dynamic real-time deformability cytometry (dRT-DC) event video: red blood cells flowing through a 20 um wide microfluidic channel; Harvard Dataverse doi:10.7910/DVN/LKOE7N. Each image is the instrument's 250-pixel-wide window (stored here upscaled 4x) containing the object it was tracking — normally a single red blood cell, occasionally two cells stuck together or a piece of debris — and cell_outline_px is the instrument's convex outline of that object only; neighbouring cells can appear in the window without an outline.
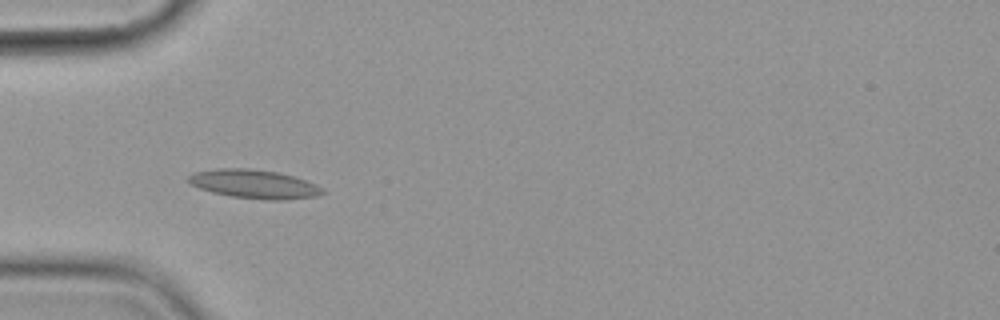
{"species": "common noctule bat (a hibernating species)", "species_latin": "Nyctalus noctula", "temperature_condition": "cold", "stored_images_in_passage": 5, "camera_frame_rate_fps": 3000, "um_per_image_px": 0.085, "animal": {"sex": "female", "body_mass_g": 19.9}, "frame": {"image": 1, "passage_image": 4, "time_ms": 3.667, "image_size_px": [1000, 320], "cell_outline_px": [[324, 192], [316, 196], [284, 200], [264, 200], [232, 196], [212, 192], [188, 184], [188, 176], [192, 172], [216, 168], [248, 168], [276, 172], [292, 176], [316, 184], [324, 188]], "centroid_in_image_um": [21.56, 15.64], "position_along_channel_um": 63.4, "area_um2": 22.48}}
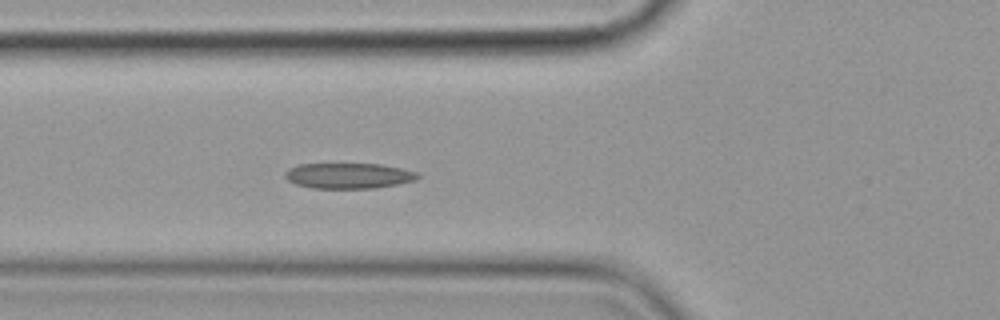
{"frame": {"image": 2, "passage_image": 5, "time_ms": 4.667, "image_size_px": [1000, 320], "cell_outline_px": [[420, 176], [416, 180], [376, 188], [312, 188], [296, 184], [288, 180], [284, 176], [284, 172], [288, 168], [300, 164], [380, 164], [420, 172]], "centroid_in_image_um": [29.63, 14.93], "position_along_channel_um": 96.2, "area_um2": 19.77}}